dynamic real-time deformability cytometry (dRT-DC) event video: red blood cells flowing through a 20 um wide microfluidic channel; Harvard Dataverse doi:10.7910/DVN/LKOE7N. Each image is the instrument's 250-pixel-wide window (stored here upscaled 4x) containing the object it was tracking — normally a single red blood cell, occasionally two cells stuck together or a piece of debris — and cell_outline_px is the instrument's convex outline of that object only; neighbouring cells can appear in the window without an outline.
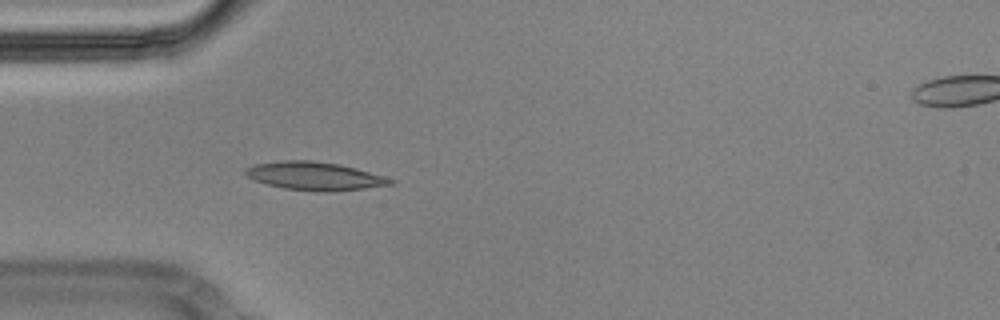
{"species": "Egyptian fruit bat (a non-hibernating species)", "species_latin": "Rousettus aegyptiacus", "temperature_condition": "cold", "stored_images_in_passage": 20, "camera_frame_rate_fps": 3000, "um_per_image_px": 0.085, "animal": {"sex": "male"}, "frame": {"image": 1, "passage_image": 6, "time_ms": 1.667, "image_size_px": [1000, 320], "cell_outline_px": [[392, 184], [364, 188], [328, 192], [316, 192], [284, 188], [268, 184], [256, 180], [248, 176], [244, 172], [248, 168], [256, 164], [280, 160], [312, 160], [340, 164], [356, 168], [392, 180]], "centroid_in_image_um": [26.71, 14.96], "position_along_channel_um": 58.3, "area_um2": 23.41}}
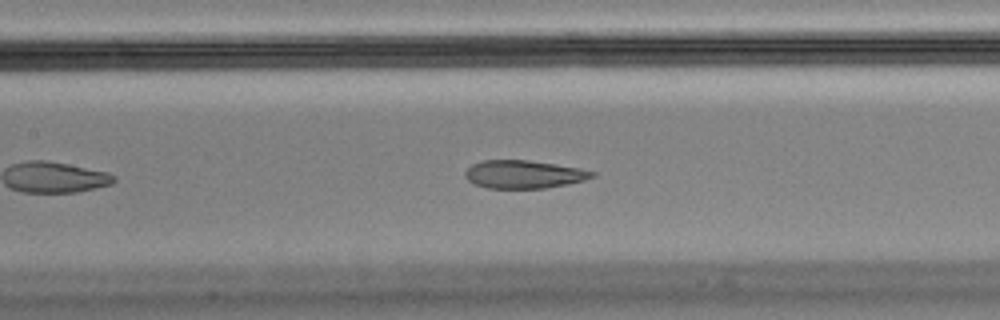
{"frame": {"image": 2, "passage_image": 15, "time_ms": 4.667, "image_size_px": [1000, 320], "cell_outline_px": [[596, 176], [584, 180], [568, 184], [544, 188], [488, 188], [476, 184], [468, 180], [464, 176], [464, 172], [472, 164], [484, 160], [528, 160], [556, 164], [580, 168], [596, 172]], "centroid_in_image_um": [44.54, 14.81], "position_along_channel_um": 162.9, "area_um2": 20.75}}